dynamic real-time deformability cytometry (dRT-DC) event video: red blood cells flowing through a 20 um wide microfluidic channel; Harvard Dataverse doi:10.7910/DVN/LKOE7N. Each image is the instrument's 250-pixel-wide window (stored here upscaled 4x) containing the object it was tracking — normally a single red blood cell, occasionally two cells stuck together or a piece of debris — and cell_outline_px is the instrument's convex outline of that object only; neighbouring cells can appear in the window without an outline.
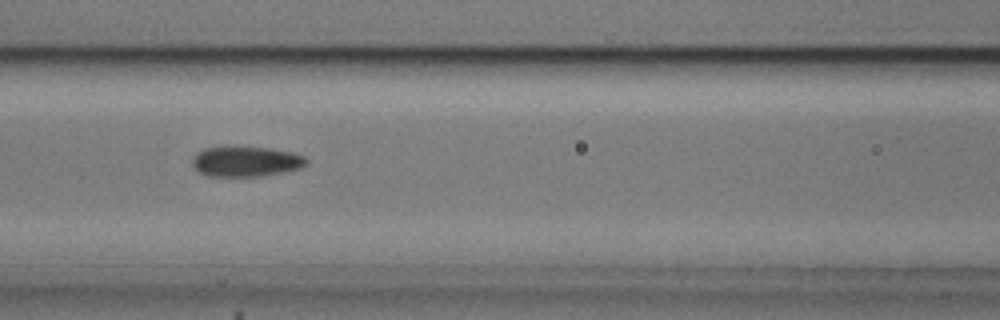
{"species": "common noctule bat (a hibernating species)", "species_latin": "Nyctalus noctula", "temperature_condition": "cold", "stored_images_in_passage": 8, "camera_frame_rate_fps": 3000, "um_per_image_px": 0.085, "animal": {"sex": "male", "body_mass_g": 20.5, "forearm_length_mm": 52.5}, "frame": {"image": 1, "passage_image": 7, "time_ms": 2.0, "image_size_px": [1000, 320], "cell_outline_px": [[308, 164], [300, 168], [284, 172], [264, 176], [208, 176], [200, 172], [192, 164], [192, 160], [196, 152], [204, 148], [268, 148], [292, 152], [304, 156], [308, 160]], "centroid_in_image_um": [20.94, 13.74], "position_along_channel_um": 145.7, "area_um2": 19.83}}
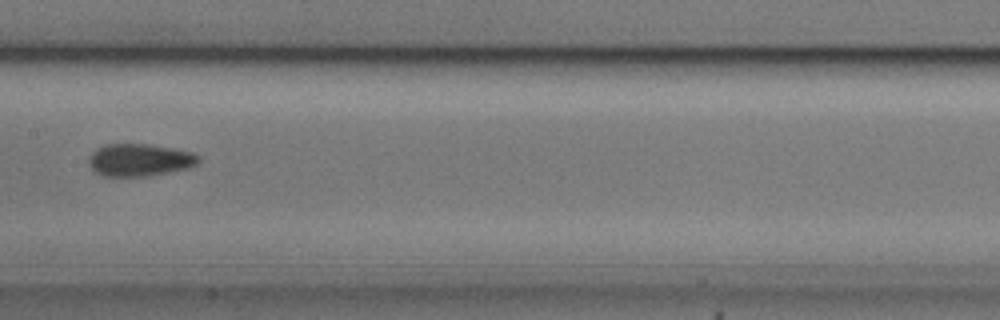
{"frame": {"image": 2, "passage_image": 8, "time_ms": 2.333, "image_size_px": [1000, 320], "cell_outline_px": [[200, 160], [196, 164], [188, 168], [148, 176], [104, 176], [92, 172], [88, 164], [88, 160], [92, 152], [96, 148], [104, 144], [152, 144], [192, 152], [200, 156]], "centroid_in_image_um": [11.83, 13.59], "position_along_channel_um": 195.6, "area_um2": 20.98}}